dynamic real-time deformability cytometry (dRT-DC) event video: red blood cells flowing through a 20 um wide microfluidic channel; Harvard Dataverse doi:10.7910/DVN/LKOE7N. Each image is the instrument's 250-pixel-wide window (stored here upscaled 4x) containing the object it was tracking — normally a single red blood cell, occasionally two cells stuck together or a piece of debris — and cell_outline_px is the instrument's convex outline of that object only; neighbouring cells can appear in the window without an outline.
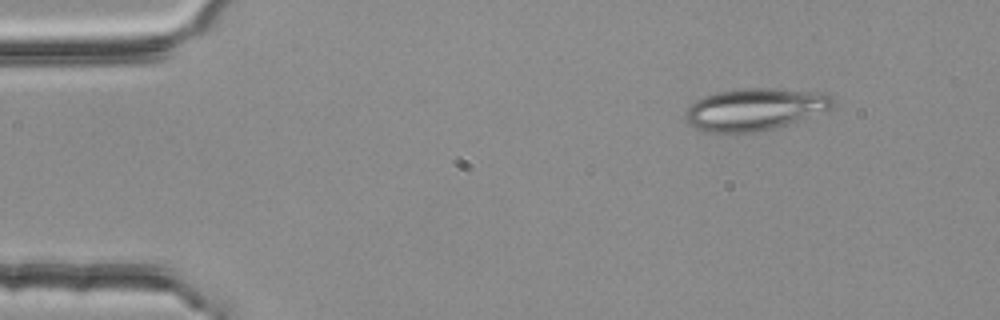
{"species": "common noctule bat (a hibernating species)", "species_latin": "Nyctalus noctula", "temperature_condition": "room temperature", "stored_images_in_passage": 3, "camera_frame_rate_fps": 3000, "um_per_image_px": 0.085, "animal": {"sex": "female", "body_mass_g": 25.1}, "frame": {"image": 1, "passage_image": 1, "time_ms": 0.0, "image_size_px": [1000, 320], "cell_outline_px": [[836, 100], [832, 108], [788, 124], [772, 128], [752, 132], [708, 132], [696, 128], [688, 124], [684, 116], [684, 112], [696, 100], [704, 96], [716, 92], [744, 88], [772, 88], [828, 92]], "centroid_in_image_um": [64.18, 9.26], "position_along_channel_um": 20.8, "area_um2": 36.24}}